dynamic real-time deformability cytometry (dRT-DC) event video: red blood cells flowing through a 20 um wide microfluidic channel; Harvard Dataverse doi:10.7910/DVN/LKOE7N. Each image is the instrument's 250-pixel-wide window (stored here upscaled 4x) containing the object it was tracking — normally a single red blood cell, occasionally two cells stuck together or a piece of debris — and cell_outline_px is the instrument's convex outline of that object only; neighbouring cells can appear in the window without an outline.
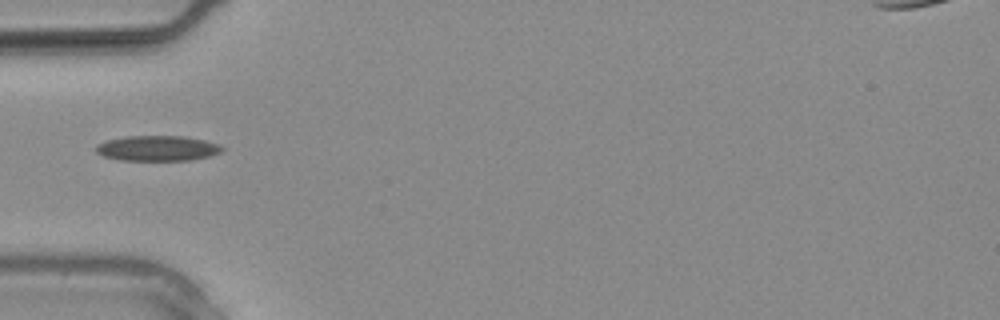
{"species": "common noctule bat (a hibernating species)", "species_latin": "Nyctalus noctula", "temperature_condition": "warm", "stored_images_in_passage": 20, "camera_frame_rate_fps": 3000, "um_per_image_px": 0.085, "animal": {"sex": "male", "body_mass_g": 20.4}, "frame": {"image": 1, "passage_image": 1, "time_ms": 0.0, "image_size_px": [1000, 320], "cell_outline_px": [[224, 148], [220, 152], [208, 156], [192, 160], [120, 160], [104, 156], [96, 152], [96, 144], [108, 140], [124, 136], [184, 136], [204, 140], [220, 144]], "centroid_in_image_um": [13.38, 12.6], "position_along_channel_um": 71.6, "area_um2": 18.55}}